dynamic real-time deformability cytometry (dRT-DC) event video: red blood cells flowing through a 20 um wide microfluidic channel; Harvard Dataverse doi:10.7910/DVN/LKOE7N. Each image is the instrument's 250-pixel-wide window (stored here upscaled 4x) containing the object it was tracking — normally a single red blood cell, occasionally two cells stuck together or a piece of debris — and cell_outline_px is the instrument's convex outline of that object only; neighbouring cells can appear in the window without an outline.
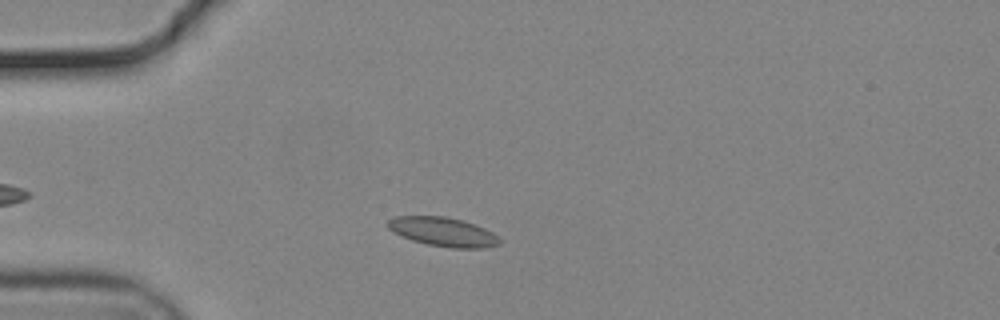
{"species": "common noctule bat (a hibernating species)", "species_latin": "Nyctalus noctula", "temperature_condition": "cold", "stored_images_in_passage": 38, "camera_frame_rate_fps": 3000, "um_per_image_px": 0.085, "animal": {"sex": "male", "body_mass_g": 19.2, "forearm_length_mm": 51.8}, "frame": {"image": 1, "passage_image": 9, "time_ms": 2.667, "image_size_px": [1000, 320], "cell_outline_px": [[500, 244], [484, 248], [448, 248], [428, 244], [412, 240], [388, 228], [384, 224], [388, 220], [396, 216], [444, 216], [464, 220], [484, 228], [492, 232], [500, 240]], "centroid_in_image_um": [37.66, 19.7], "position_along_channel_um": 47.3, "area_um2": 18.84}}
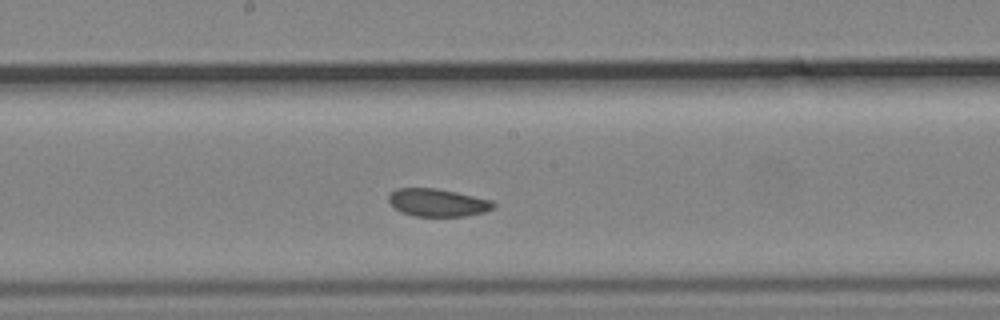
{"frame": {"image": 2, "passage_image": 24, "time_ms": 7.667, "image_size_px": [1000, 320], "cell_outline_px": [[496, 204], [492, 208], [484, 212], [464, 216], [416, 216], [400, 212], [388, 200], [388, 196], [396, 188], [436, 188], [456, 192], [492, 200]], "centroid_in_image_um": [37.19, 17.22], "position_along_channel_um": 211.0, "area_um2": 16.82}}
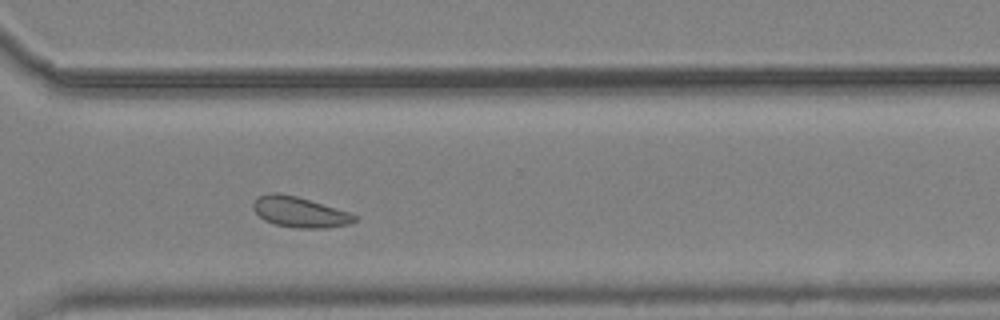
{"frame": {"image": 3, "passage_image": 35, "time_ms": 11.333, "image_size_px": [1000, 320], "cell_outline_px": [[360, 216], [356, 220], [348, 224], [328, 228], [296, 228], [276, 224], [264, 220], [252, 208], [252, 204], [260, 196], [268, 192], [276, 192], [296, 196], [336, 208]], "centroid_in_image_um": [25.48, 18.03], "position_along_channel_um": 345.1, "area_um2": 17.92}, "authors_computed_cell_mechanics": {"area_um2": 17.9758, "velocity_mm_per_s": 3.672, "shape_relaxation_time_tau1_ms": null, "shape_relaxation_time_tau2_ms": 4.1448, "deformation_change_tau1": null, "deformation_change_tau2": 0.0816}}